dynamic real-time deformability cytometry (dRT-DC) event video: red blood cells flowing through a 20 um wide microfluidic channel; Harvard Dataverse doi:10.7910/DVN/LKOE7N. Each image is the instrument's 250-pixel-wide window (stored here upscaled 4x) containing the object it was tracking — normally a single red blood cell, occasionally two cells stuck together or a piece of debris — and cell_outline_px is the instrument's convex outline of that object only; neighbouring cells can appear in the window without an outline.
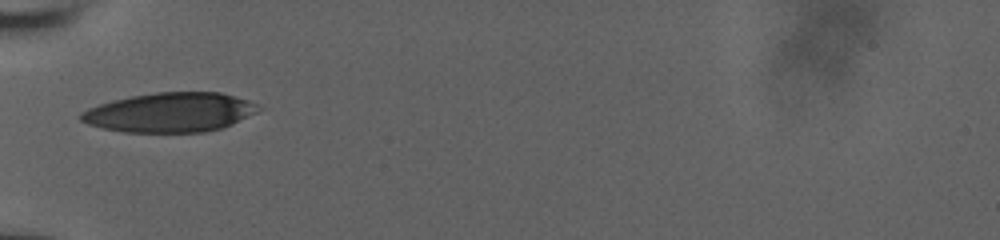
{"species": "human", "species_latin": "Homo sapiens", "temperature_condition": "room temperature", "stored_images_in_passage": 15, "camera_frame_rate_fps": 3000, "um_per_image_px": 0.085, "donor": {"sex": "male"}, "frame": {"image": 1, "passage_image": 1, "time_ms": 0.0, "image_size_px": [1000, 240], "cell_outline_px": [[256, 112], [224, 128], [204, 132], [124, 132], [104, 128], [88, 124], [80, 120], [80, 112], [88, 108], [112, 100], [132, 96], [156, 92], [220, 92], [248, 100], [256, 104]], "centroid_in_image_um": [14.42, 9.55], "position_along_channel_um": 70.6, "area_um2": 40.52}}
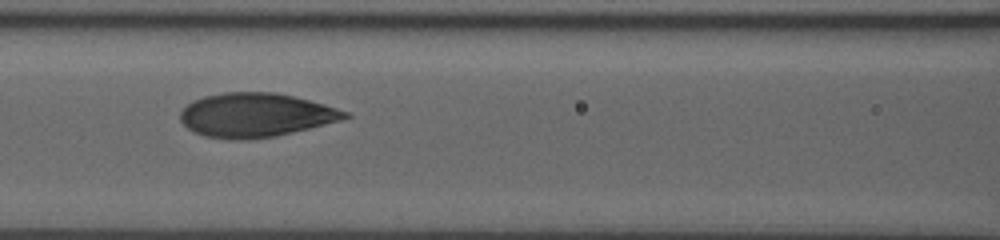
{"frame": {"image": 2, "passage_image": 11, "time_ms": 2.0, "image_size_px": [1000, 240], "cell_outline_px": [[352, 116], [340, 120], [276, 136], [236, 140], [232, 140], [204, 136], [188, 128], [180, 120], [180, 112], [192, 100], [204, 96], [224, 92], [276, 92], [324, 104], [348, 112]], "centroid_in_image_um": [21.7, 9.77], "position_along_channel_um": 144.9, "area_um2": 41.85}}
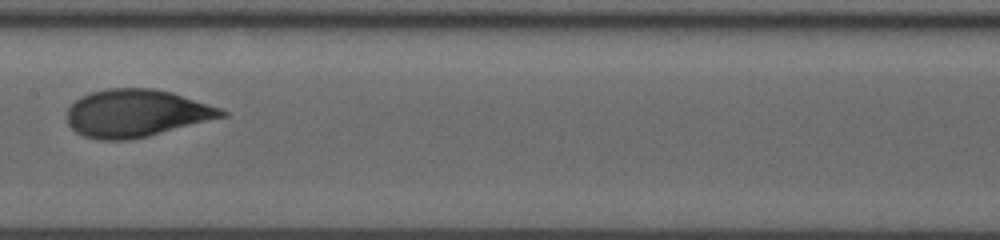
{"frame": {"image": 3, "passage_image": 14, "time_ms": 3.333, "image_size_px": [1000, 240], "cell_outline_px": [[228, 116], [148, 136], [128, 140], [96, 140], [84, 136], [76, 132], [68, 124], [68, 108], [76, 100], [92, 92], [108, 88], [152, 88], [172, 92], [220, 108], [228, 112]], "centroid_in_image_um": [11.6, 9.63], "position_along_channel_um": 195.8, "area_um2": 42.71}}